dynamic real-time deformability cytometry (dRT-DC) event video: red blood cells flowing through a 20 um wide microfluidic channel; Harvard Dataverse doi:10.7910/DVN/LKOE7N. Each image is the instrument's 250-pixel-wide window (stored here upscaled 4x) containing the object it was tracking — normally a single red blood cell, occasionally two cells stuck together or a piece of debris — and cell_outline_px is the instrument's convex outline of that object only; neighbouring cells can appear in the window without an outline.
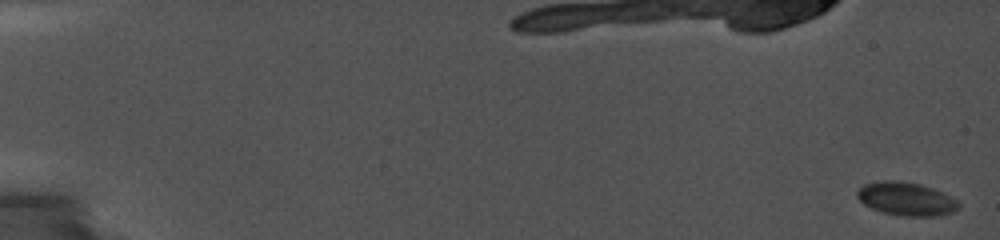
{"species": "common noctule bat (a hibernating species)", "species_latin": "Nyctalus noctula", "temperature_condition": "cold", "stored_images_in_passage": 21, "camera_frame_rate_fps": 5000, "um_per_image_px": 0.085, "animal": {"sex": "female", "body_mass_g": 19.0, "forearm_length_mm": 56.7}, "frame": {"image": 1, "passage_image": 1, "time_ms": 0.0, "image_size_px": [1000, 240], "cell_outline_px": [[960, 208], [952, 212], [940, 216], [900, 216], [884, 212], [872, 208], [864, 204], [856, 196], [856, 192], [864, 184], [880, 180], [892, 180], [920, 184], [944, 192], [956, 200], [960, 204]], "centroid_in_image_um": [77.04, 16.91], "position_along_channel_um": 8.0, "area_um2": 19.77}}
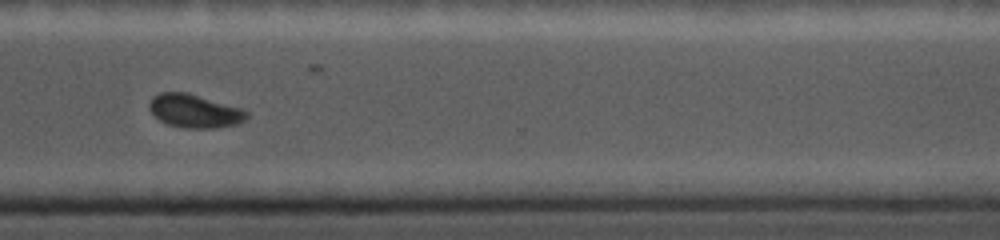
{"frame": {"image": 2, "passage_image": 19, "time_ms": 14.6, "image_size_px": [1000, 240], "cell_outline_px": [[248, 116], [240, 124], [216, 128], [184, 128], [168, 124], [160, 120], [148, 108], [148, 104], [152, 96], [160, 92], [188, 92], [244, 108], [248, 112]], "centroid_in_image_um": [16.57, 9.42], "position_along_channel_um": 354.0, "area_um2": 19.31}}
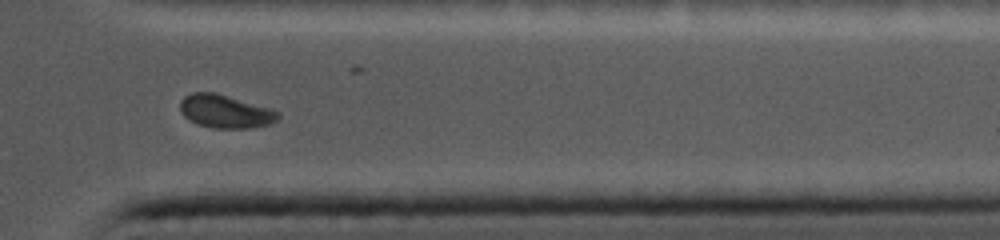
{"frame": {"image": 3, "passage_image": 20, "time_ms": 15.6, "image_size_px": [1000, 240], "cell_outline_px": [[280, 116], [272, 124], [252, 128], [212, 128], [196, 124], [188, 120], [180, 112], [180, 100], [184, 96], [192, 92], [216, 92], [268, 108], [280, 112]], "centroid_in_image_um": [19.12, 9.48], "position_along_channel_um": 392.3, "area_um2": 19.13}, "authors_computed_cell_mechanics": {"area_um2": 19.5364, "velocity_mm_per_s": 3.7173, "shape_relaxation_time_tau1_ms": 1.9634, "shape_relaxation_time_tau2_ms": null, "deformation_change_tau1": 0.0543, "deformation_change_tau2": null}}